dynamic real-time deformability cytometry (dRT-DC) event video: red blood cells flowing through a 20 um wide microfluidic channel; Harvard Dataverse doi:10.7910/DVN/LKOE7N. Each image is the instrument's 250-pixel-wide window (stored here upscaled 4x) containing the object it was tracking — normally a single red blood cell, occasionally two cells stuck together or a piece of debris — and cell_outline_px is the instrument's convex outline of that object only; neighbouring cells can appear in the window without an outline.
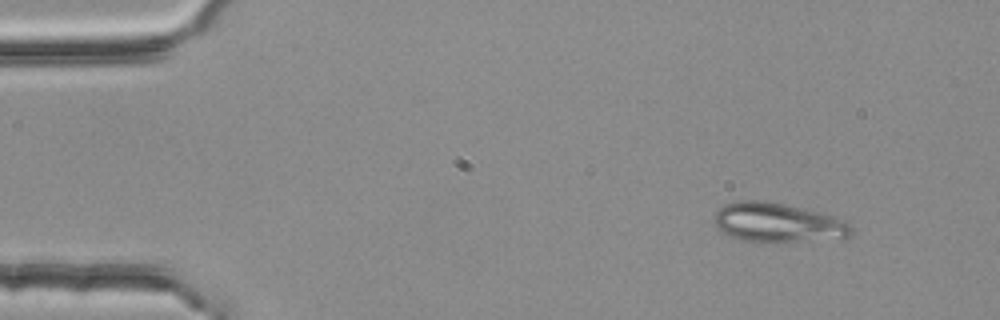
{"species": "common noctule bat (a hibernating species)", "species_latin": "Nyctalus noctula", "temperature_condition": "room temperature", "stored_images_in_passage": 4, "camera_frame_rate_fps": 3000, "um_per_image_px": 0.085, "animal": {"sex": "female", "body_mass_g": 25.1}, "frame": {"image": 1, "passage_image": 1, "time_ms": 0.0, "image_size_px": [1000, 320], "cell_outline_px": [[852, 236], [792, 240], [748, 240], [732, 236], [724, 232], [712, 220], [716, 212], [724, 204], [736, 200], [764, 200], [784, 204], [832, 216], [848, 224], [852, 228]], "centroid_in_image_um": [66.02, 18.86], "position_along_channel_um": 19.0, "area_um2": 29.88}}